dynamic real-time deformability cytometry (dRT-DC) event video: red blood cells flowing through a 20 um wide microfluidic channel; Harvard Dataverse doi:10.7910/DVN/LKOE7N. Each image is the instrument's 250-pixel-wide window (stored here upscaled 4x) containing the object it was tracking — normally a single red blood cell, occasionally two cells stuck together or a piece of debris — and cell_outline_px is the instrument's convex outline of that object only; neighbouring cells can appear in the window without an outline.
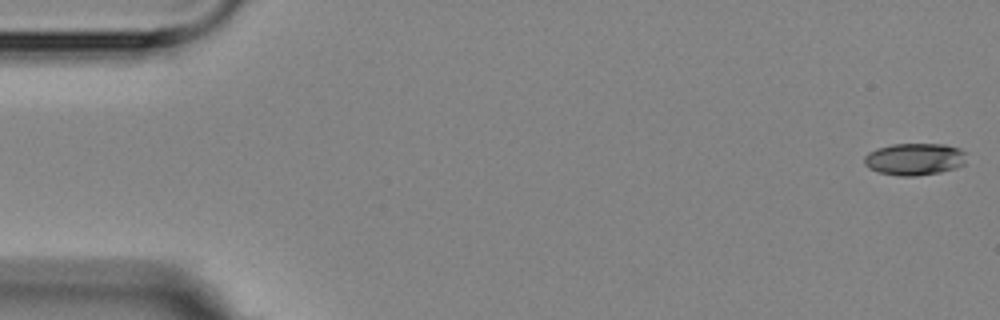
{"species": "Egyptian fruit bat (a non-hibernating species)", "species_latin": "Rousettus aegyptiacus", "temperature_condition": "room temperature", "stored_images_in_passage": 4, "camera_frame_rate_fps": 3000, "um_per_image_px": 0.085, "animal": {"sex": "female"}, "frame": {"image": 1, "passage_image": 1, "time_ms": 0.0, "image_size_px": [1000, 320], "cell_outline_px": [[964, 164], [956, 168], [940, 172], [916, 176], [900, 176], [880, 172], [868, 168], [864, 164], [864, 156], [868, 152], [876, 148], [892, 144], [944, 144], [960, 148], [964, 152]], "centroid_in_image_um": [77.71, 13.52], "position_along_channel_um": 7.3, "area_um2": 19.13}}